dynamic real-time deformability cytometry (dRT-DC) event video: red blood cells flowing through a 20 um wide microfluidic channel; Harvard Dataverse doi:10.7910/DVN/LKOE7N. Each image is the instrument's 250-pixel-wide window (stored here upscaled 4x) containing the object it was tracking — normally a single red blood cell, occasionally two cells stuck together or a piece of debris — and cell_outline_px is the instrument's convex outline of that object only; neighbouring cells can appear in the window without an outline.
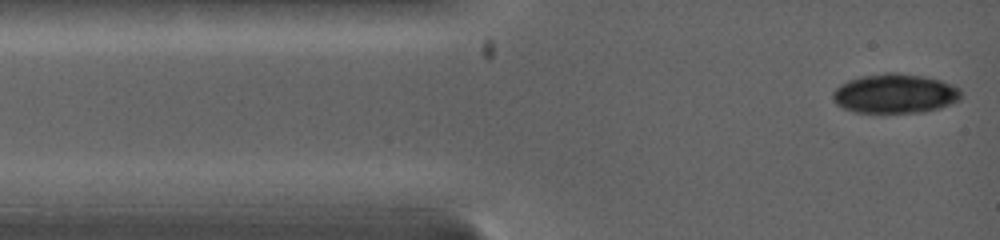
{"species": "common noctule bat (a hibernating species)", "species_latin": "Nyctalus noctula", "temperature_condition": "warm", "stored_images_in_passage": 5, "camera_frame_rate_fps": 5000, "um_per_image_px": 0.085, "animal": {"sex": "female", "body_mass_g": 19.0, "forearm_length_mm": 53.3}, "frame": {"image": 1, "passage_image": 1, "time_ms": 0.0, "image_size_px": [1000, 240], "cell_outline_px": [[964, 96], [960, 100], [952, 104], [940, 108], [924, 112], [852, 112], [836, 104], [832, 96], [832, 92], [840, 84], [848, 80], [860, 76], [884, 72], [896, 72], [928, 76], [952, 84], [960, 88]], "centroid_in_image_um": [76.11, 7.94], "position_along_channel_um": 8.9, "area_um2": 30.0}}